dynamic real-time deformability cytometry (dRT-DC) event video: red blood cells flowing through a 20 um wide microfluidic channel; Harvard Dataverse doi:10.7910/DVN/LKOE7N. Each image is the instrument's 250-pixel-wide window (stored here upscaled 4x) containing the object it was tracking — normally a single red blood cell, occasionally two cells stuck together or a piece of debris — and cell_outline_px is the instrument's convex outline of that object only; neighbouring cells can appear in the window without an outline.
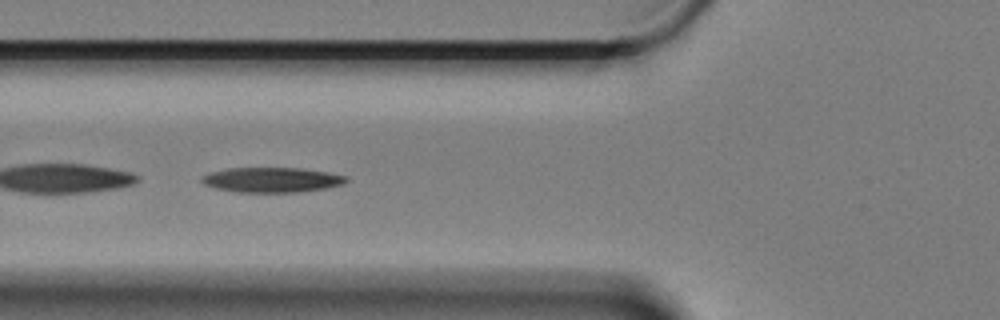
{"species": "Egyptian fruit bat (a non-hibernating species)", "species_latin": "Rousettus aegyptiacus", "temperature_condition": "cold", "stored_images_in_passage": 48, "camera_frame_rate_fps": 3000, "um_per_image_px": 0.085, "animal": {"sex": "female"}, "frame": {"image": 1, "passage_image": 10, "time_ms": 3.0, "image_size_px": [1000, 320], "cell_outline_px": [[348, 180], [344, 184], [324, 188], [300, 192], [236, 192], [216, 188], [204, 184], [200, 180], [200, 176], [212, 172], [228, 168], [300, 168], [328, 172], [348, 176]], "centroid_in_image_um": [23.11, 15.28], "position_along_channel_um": 102.7, "area_um2": 21.04}}
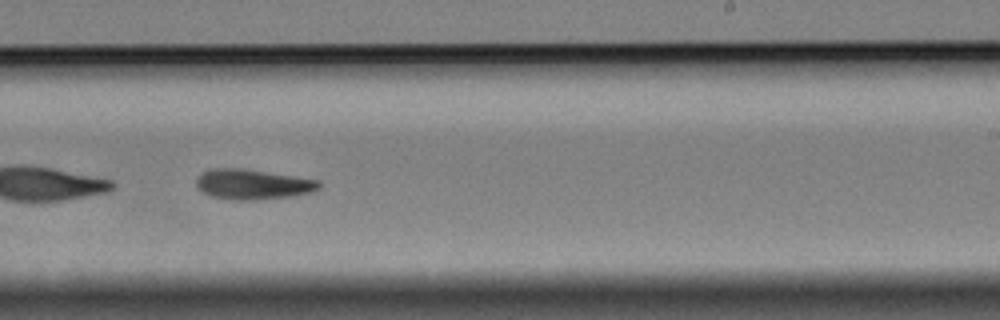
{"frame": {"image": 2, "passage_image": 25, "time_ms": 8.0, "image_size_px": [1000, 320], "cell_outline_px": [[320, 188], [312, 192], [292, 196], [256, 200], [232, 200], [208, 196], [196, 188], [196, 176], [212, 168], [240, 168], [320, 180]], "centroid_in_image_um": [21.44, 15.68], "position_along_channel_um": 267.6, "area_um2": 21.73}}
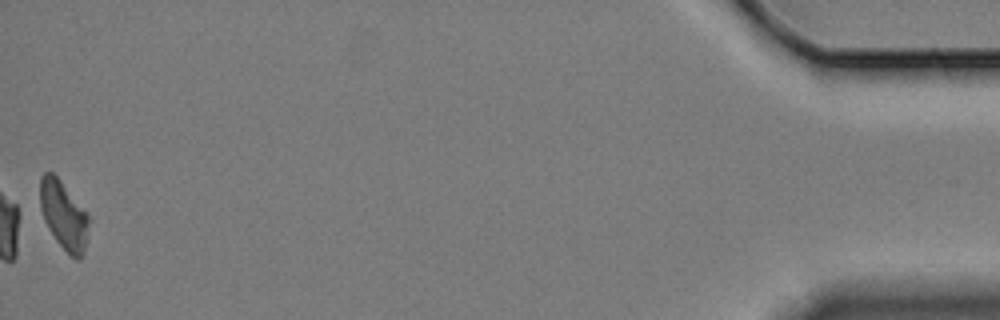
{"frame": {"image": 3, "passage_image": 48, "time_ms": 15.667, "image_size_px": [1000, 320], "cell_outline_px": [[88, 224], [84, 252], [80, 260], [76, 260], [56, 240], [48, 228], [44, 220], [40, 208], [40, 176], [44, 172], [52, 172], [60, 180], [88, 216]], "centroid_in_image_um": [5.37, 18.29], "position_along_channel_um": 429.8, "area_um2": 18.9}, "authors_computed_cell_mechanics": {"area_um2": 20.8658, "velocity_mm_per_s": 3.2888, "shape_relaxation_time_tau1_ms": 7.0299, "shape_relaxation_time_tau2_ms": null, "deformation_change_tau1": 0.1663, "deformation_change_tau2": null}}